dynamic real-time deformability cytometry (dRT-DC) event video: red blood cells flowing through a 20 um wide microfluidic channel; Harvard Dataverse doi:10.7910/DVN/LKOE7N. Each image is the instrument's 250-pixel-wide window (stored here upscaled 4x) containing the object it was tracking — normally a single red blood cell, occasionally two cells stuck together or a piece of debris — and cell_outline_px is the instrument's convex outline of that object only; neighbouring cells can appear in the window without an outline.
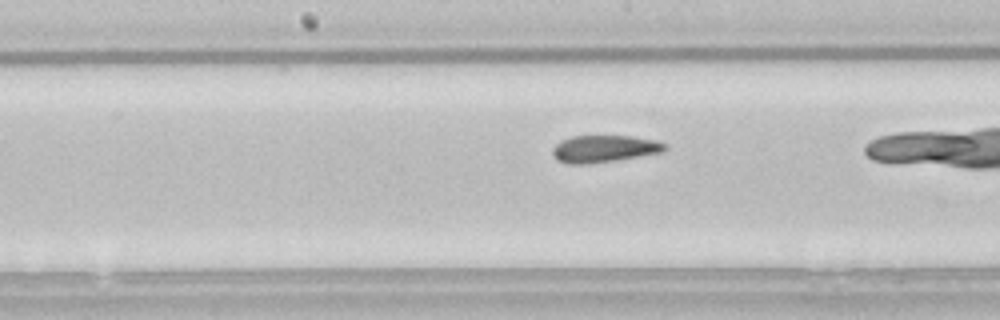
{"species": "common noctule bat (a hibernating species)", "species_latin": "Nyctalus noctula", "temperature_condition": "room temperature", "stored_images_in_passage": 38, "camera_frame_rate_fps": 3000, "um_per_image_px": 0.085, "animal": {"sex": "male", "body_mass_g": 21.5, "forearm_length_mm": 52.0}, "frame": {"image": 1, "passage_image": 24, "time_ms": 7.667, "image_size_px": [1000, 320], "cell_outline_px": [[668, 148], [664, 152], [616, 160], [588, 164], [568, 164], [556, 160], [552, 152], [552, 148], [560, 140], [572, 136], [632, 136], [656, 140], [668, 144]], "centroid_in_image_um": [51.37, 12.64], "position_along_channel_um": 196.8, "area_um2": 17.98}}